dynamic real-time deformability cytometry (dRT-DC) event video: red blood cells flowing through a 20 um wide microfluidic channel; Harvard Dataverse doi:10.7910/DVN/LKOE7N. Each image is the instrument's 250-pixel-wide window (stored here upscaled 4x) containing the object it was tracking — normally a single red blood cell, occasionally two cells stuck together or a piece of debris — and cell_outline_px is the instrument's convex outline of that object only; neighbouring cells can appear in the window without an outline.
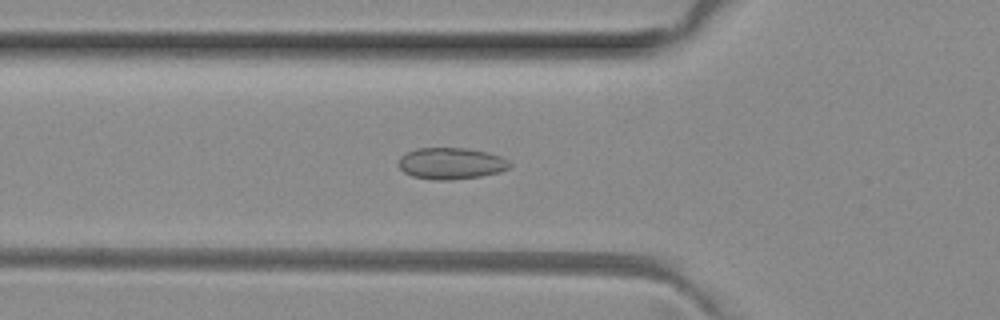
{"species": "common noctule bat (a hibernating species)", "species_latin": "Nyctalus noctula", "temperature_condition": "room temperature", "stored_images_in_passage": 49, "camera_frame_rate_fps": 3000, "um_per_image_px": 0.085, "animal": {"sex": "female", "body_mass_g": 29.2, "forearm_length_mm": 56.3}, "frame": {"image": 1, "passage_image": 16, "time_ms": 5.0, "image_size_px": [1000, 320], "cell_outline_px": [[512, 164], [508, 168], [500, 172], [480, 176], [452, 180], [432, 180], [412, 176], [404, 172], [400, 168], [400, 156], [416, 148], [464, 148], [488, 152], [500, 156], [508, 160]], "centroid_in_image_um": [38.35, 13.89], "position_along_channel_um": 87.4, "area_um2": 20.4}}
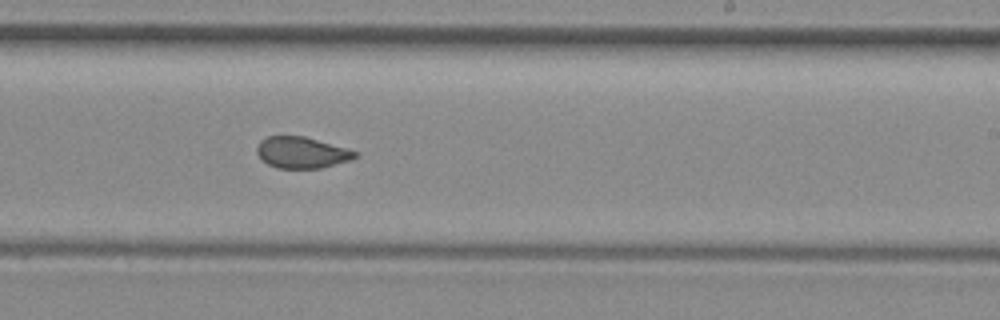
{"frame": {"image": 2, "passage_image": 29, "time_ms": 9.333, "image_size_px": [1000, 320], "cell_outline_px": [[360, 156], [352, 160], [320, 168], [276, 168], [268, 164], [256, 152], [256, 148], [260, 140], [268, 136], [304, 136], [344, 148], [356, 152]], "centroid_in_image_um": [25.64, 12.97], "position_along_channel_um": 263.4, "area_um2": 17.74}}
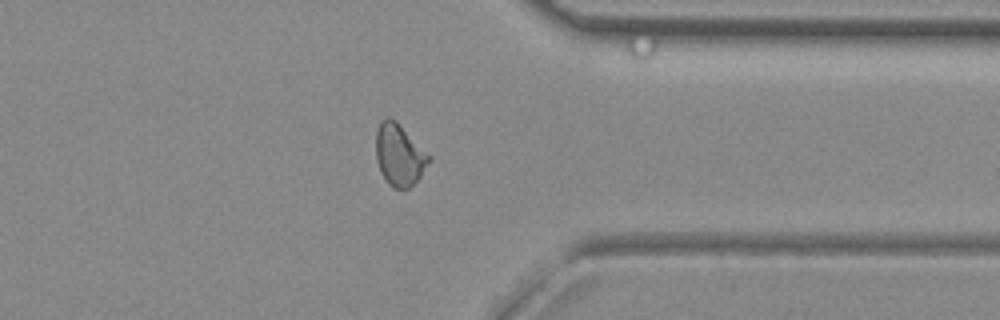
{"frame": {"image": 3, "passage_image": 38, "time_ms": 12.333, "image_size_px": [1000, 320], "cell_outline_px": [[432, 160], [420, 176], [408, 188], [392, 188], [388, 184], [380, 172], [376, 160], [376, 132], [380, 120], [388, 116], [396, 120], [432, 156]], "centroid_in_image_um": [33.94, 13.14], "position_along_channel_um": 377.5, "area_um2": 19.36}, "authors_computed_cell_mechanics": {"area_um2": 19.3052, "velocity_mm_per_s": 4.0514, "shape_relaxation_time_tau1_ms": null, "shape_relaxation_time_tau2_ms": 0.9351, "deformation_change_tau1": null, "deformation_change_tau2": 0.0601}}